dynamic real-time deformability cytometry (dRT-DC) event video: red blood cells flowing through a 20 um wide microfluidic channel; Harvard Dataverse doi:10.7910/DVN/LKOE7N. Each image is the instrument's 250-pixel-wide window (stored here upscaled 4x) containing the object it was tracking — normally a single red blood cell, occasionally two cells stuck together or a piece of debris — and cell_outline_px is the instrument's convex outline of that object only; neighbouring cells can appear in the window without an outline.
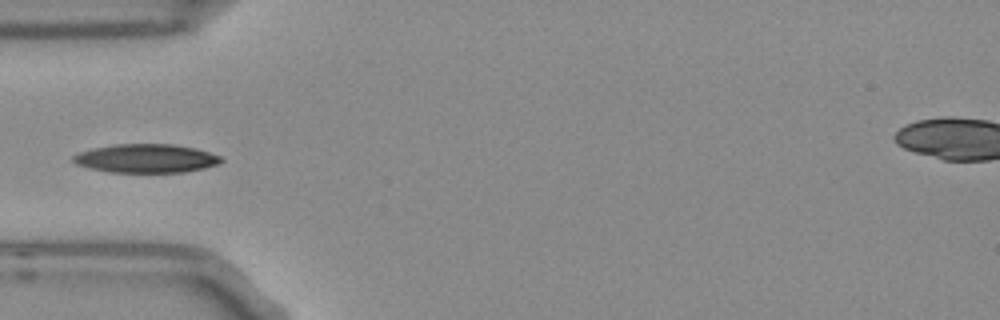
{"species": "Egyptian fruit bat (a non-hibernating species)", "species_latin": "Rousettus aegyptiacus", "temperature_condition": "room temperature", "stored_images_in_passage": 4, "camera_frame_rate_fps": 3000, "um_per_image_px": 0.085, "frame": {"image": 1, "passage_image": 4, "time_ms": 1.0, "image_size_px": [1000, 320], "cell_outline_px": [[224, 160], [220, 164], [204, 168], [184, 172], [108, 172], [88, 168], [76, 164], [72, 160], [72, 156], [80, 152], [92, 148], [112, 144], [172, 144], [196, 148], [220, 156]], "centroid_in_image_um": [12.41, 13.46], "position_along_channel_um": 72.6, "area_um2": 24.85}}